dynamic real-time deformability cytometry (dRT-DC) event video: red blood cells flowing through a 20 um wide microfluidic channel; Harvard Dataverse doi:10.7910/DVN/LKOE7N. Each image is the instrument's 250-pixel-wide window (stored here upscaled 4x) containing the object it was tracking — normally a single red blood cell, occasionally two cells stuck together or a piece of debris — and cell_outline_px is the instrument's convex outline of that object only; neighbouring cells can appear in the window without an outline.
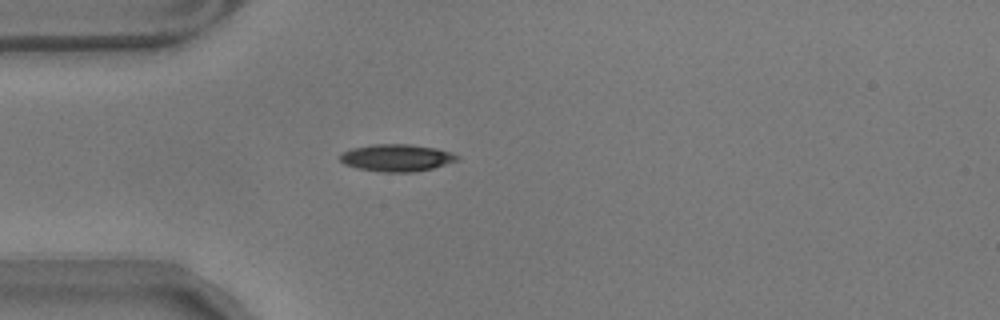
{"species": "common noctule bat (a hibernating species)", "species_latin": "Nyctalus noctula", "temperature_condition": "warm", "stored_images_in_passage": 42, "camera_frame_rate_fps": 3000, "um_per_image_px": 0.085, "animal": {"sex": "male", "body_mass_g": 17.9}, "frame": {"image": 1, "passage_image": 1, "time_ms": 0.0, "image_size_px": [1000, 320], "cell_outline_px": [[460, 160], [432, 168], [412, 172], [384, 172], [356, 168], [344, 164], [340, 160], [340, 152], [352, 148], [372, 144], [408, 144], [436, 148], [452, 152], [460, 156]], "centroid_in_image_um": [33.72, 13.4], "position_along_channel_um": 51.3, "area_um2": 18.67}}
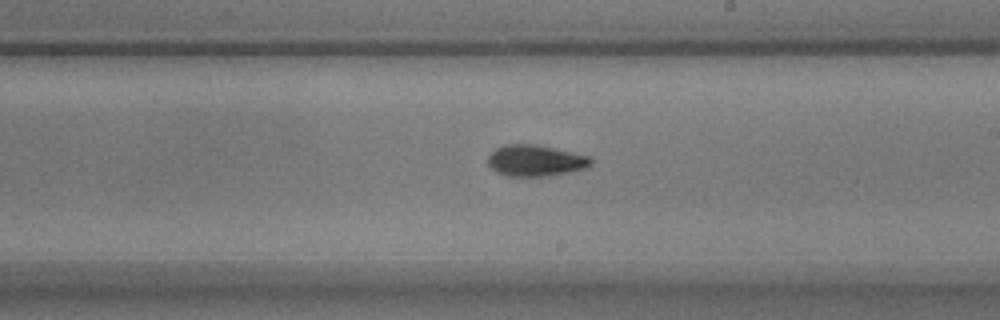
{"frame": {"image": 2, "passage_image": 18, "time_ms": 5.667, "image_size_px": [1000, 320], "cell_outline_px": [[592, 164], [588, 168], [568, 172], [544, 176], [508, 176], [496, 172], [488, 164], [488, 156], [496, 148], [504, 144], [532, 144], [592, 156]], "centroid_in_image_um": [45.53, 13.65], "position_along_channel_um": 243.5, "area_um2": 18.73}}
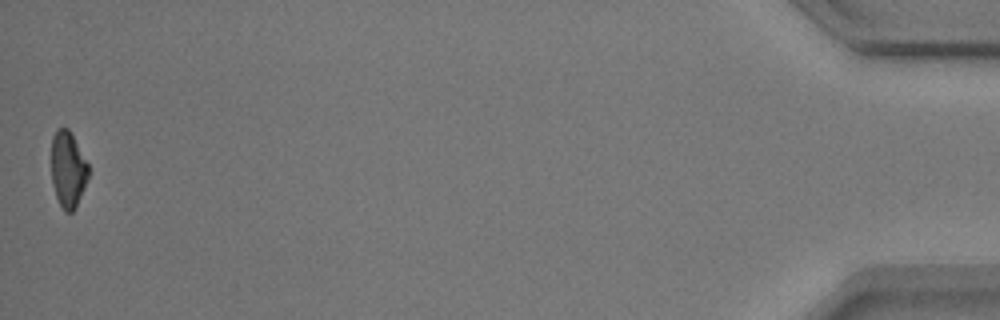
{"frame": {"image": 3, "passage_image": 42, "time_ms": 13.667, "image_size_px": [1000, 320], "cell_outline_px": [[88, 176], [84, 188], [76, 208], [72, 212], [64, 212], [56, 196], [52, 180], [52, 136], [56, 128], [68, 128], [88, 164]], "centroid_in_image_um": [5.77, 14.41], "position_along_channel_um": 429.4, "area_um2": 16.24}, "authors_computed_cell_mechanics": {"area_um2": 18.0625, "velocity_mm_per_s": 3.5313, "shape_relaxation_time_tau1_ms": 5.1683, "shape_relaxation_time_tau2_ms": 3.036, "deformation_change_tau1": 0.1528, "deformation_change_tau2": 0.0954}}